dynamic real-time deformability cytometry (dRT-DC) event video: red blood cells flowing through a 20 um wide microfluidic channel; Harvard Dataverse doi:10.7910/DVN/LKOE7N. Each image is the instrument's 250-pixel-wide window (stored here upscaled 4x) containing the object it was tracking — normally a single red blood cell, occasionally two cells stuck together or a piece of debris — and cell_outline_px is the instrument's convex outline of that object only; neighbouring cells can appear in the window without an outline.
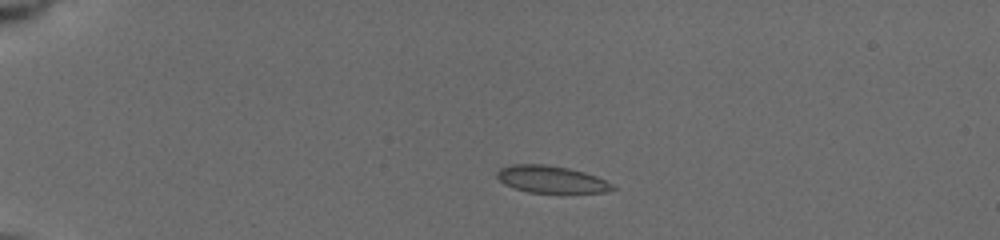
{"species": "common noctule bat (a hibernating species)", "species_latin": "Nyctalus noctula", "temperature_condition": "cold", "stored_images_in_passage": 5, "camera_frame_rate_fps": 3000, "um_per_image_px": 0.085, "animal": {"sex": "female", "body_mass_g": 19.5, "forearm_length_mm": 54.1}, "frame": {"image": 1, "passage_image": 1, "time_ms": 0.0, "image_size_px": [1000, 240], "cell_outline_px": [[616, 188], [608, 192], [560, 196], [528, 192], [504, 184], [496, 176], [496, 172], [500, 168], [512, 164], [544, 164], [568, 168], [584, 172], [596, 176], [612, 184]], "centroid_in_image_um": [46.91, 15.3], "position_along_channel_um": 38.1, "area_um2": 19.19}}
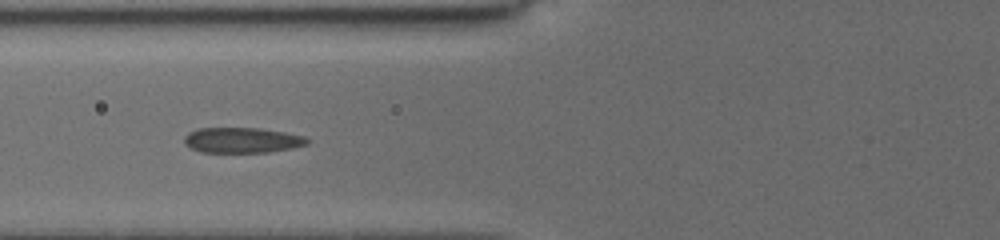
{"frame": {"image": 2, "passage_image": 4, "time_ms": 3.333, "image_size_px": [1000, 240], "cell_outline_px": [[312, 140], [308, 144], [292, 148], [268, 152], [200, 152], [184, 144], [184, 136], [188, 132], [200, 128], [260, 128], [308, 136]], "centroid_in_image_um": [20.62, 11.91], "position_along_channel_um": 105.2, "area_um2": 18.38}}
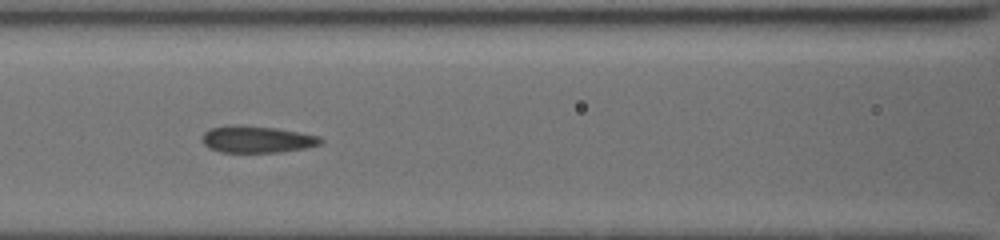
{"frame": {"image": 3, "passage_image": 5, "time_ms": 4.333, "image_size_px": [1000, 240], "cell_outline_px": [[324, 140], [320, 144], [304, 148], [280, 152], [220, 152], [208, 148], [200, 140], [200, 136], [208, 128], [224, 124], [244, 124], [276, 128], [320, 136]], "centroid_in_image_um": [21.75, 11.82], "position_along_channel_um": 144.9, "area_um2": 19.02}}